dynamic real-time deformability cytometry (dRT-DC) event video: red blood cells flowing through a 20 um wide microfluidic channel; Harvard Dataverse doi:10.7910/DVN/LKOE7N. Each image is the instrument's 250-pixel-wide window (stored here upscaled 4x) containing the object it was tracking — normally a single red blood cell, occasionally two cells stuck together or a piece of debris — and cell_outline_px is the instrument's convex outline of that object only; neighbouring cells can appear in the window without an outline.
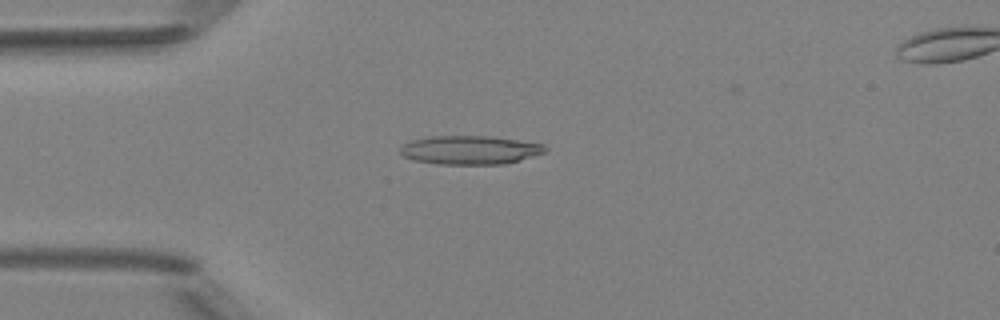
{"species": "Egyptian fruit bat (a non-hibernating species)", "species_latin": "Rousettus aegyptiacus", "temperature_condition": "room temperature", "stored_images_in_passage": 4, "camera_frame_rate_fps": 3000, "um_per_image_px": 0.085, "animal": {"sex": "female"}, "frame": {"image": 1, "passage_image": 3, "time_ms": 3.0, "image_size_px": [1000, 320], "cell_outline_px": [[548, 152], [520, 160], [504, 164], [436, 164], [412, 160], [404, 156], [400, 152], [400, 148], [404, 144], [412, 140], [432, 136], [488, 136], [544, 144], [548, 148]], "centroid_in_image_um": [39.97, 12.76], "position_along_channel_um": 45.0, "area_um2": 24.28}}